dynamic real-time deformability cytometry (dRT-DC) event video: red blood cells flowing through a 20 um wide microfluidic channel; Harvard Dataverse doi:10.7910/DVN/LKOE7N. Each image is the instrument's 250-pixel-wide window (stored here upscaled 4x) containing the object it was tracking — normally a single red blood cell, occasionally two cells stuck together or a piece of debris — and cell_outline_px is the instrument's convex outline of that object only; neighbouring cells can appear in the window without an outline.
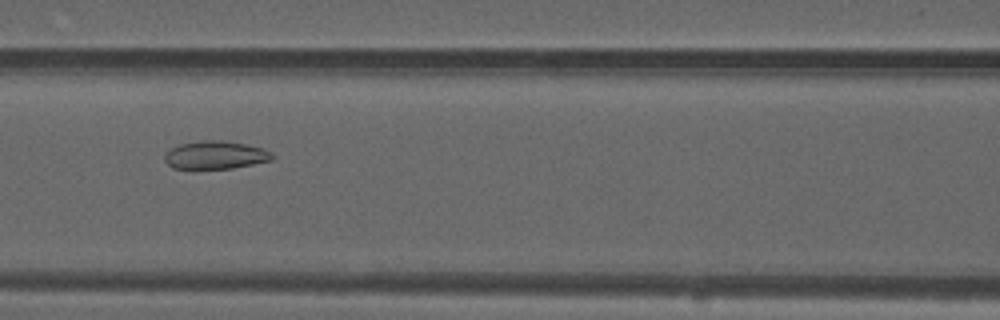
{"species": "common noctule bat (a hibernating species)", "species_latin": "Nyctalus noctula", "temperature_condition": "warm", "stored_images_in_passage": 54, "camera_frame_rate_fps": 3000, "um_per_image_px": 0.085, "animal": {"sex": "male", "forearm_length_mm": 52.5}, "frame": {"image": 1, "passage_image": 24, "time_ms": 7.667, "image_size_px": [1000, 320], "cell_outline_px": [[276, 156], [272, 160], [232, 168], [192, 172], [172, 168], [164, 160], [164, 156], [172, 148], [180, 144], [204, 140], [220, 140], [244, 144], [264, 148], [272, 152]], "centroid_in_image_um": [18.28, 13.23], "position_along_channel_um": 148.3, "area_um2": 18.26}}
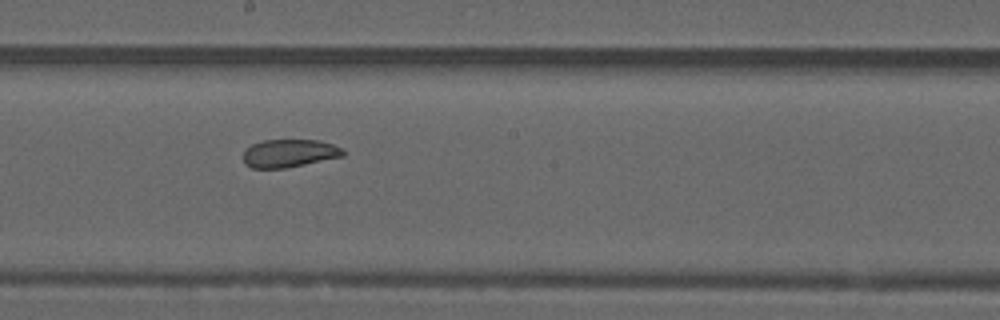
{"frame": {"image": 2, "passage_image": 30, "time_ms": 9.667, "image_size_px": [1000, 320], "cell_outline_px": [[344, 156], [284, 168], [252, 168], [244, 164], [244, 152], [252, 144], [264, 140], [320, 140], [344, 148]], "centroid_in_image_um": [24.6, 13.02], "position_along_channel_um": 223.6, "area_um2": 16.18}}
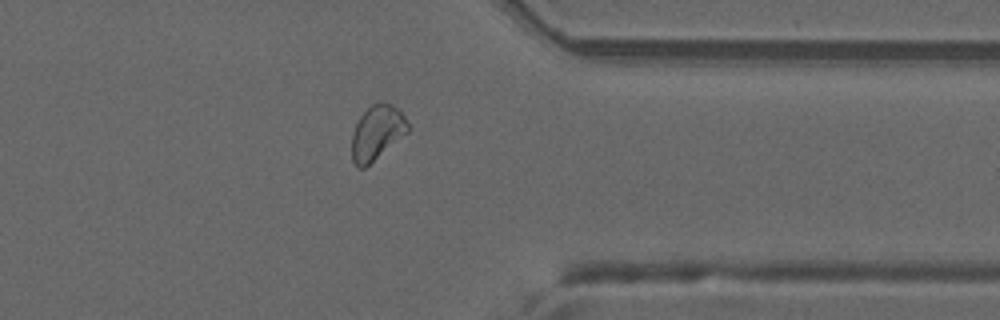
{"frame": {"image": 3, "passage_image": 43, "time_ms": 14.0, "image_size_px": [1000, 320], "cell_outline_px": [[408, 132], [364, 168], [360, 168], [352, 160], [352, 132], [360, 116], [372, 104], [380, 100], [392, 104], [408, 120]], "centroid_in_image_um": [32.04, 11.24], "position_along_channel_um": 379.4, "area_um2": 17.63}, "authors_computed_cell_mechanics": {"area_um2": 18.9584, "velocity_mm_per_s": 3.785, "shape_relaxation_time_tau1_ms": null, "shape_relaxation_time_tau2_ms": 1.3517, "deformation_change_tau1": null, "deformation_change_tau2": 0.0541}}